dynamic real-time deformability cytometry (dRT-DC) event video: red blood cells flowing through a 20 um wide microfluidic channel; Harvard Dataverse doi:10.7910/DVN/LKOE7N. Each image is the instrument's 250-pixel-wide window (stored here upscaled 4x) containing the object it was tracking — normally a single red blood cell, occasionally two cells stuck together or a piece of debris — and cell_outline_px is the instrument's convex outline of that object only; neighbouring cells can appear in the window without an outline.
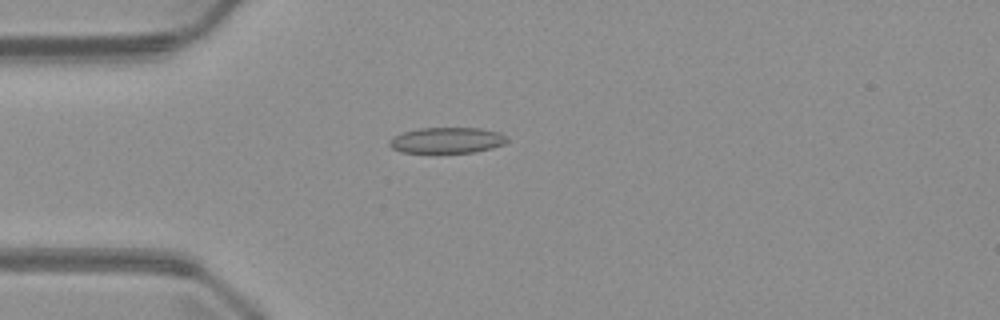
{"species": "common noctule bat (a hibernating species)", "species_latin": "Nyctalus noctula", "temperature_condition": "warm", "stored_images_in_passage": 4, "camera_frame_rate_fps": 3000, "um_per_image_px": 0.085, "animal": {"sex": "male", "body_mass_g": 23.1, "forearm_length_mm": 52.7}, "frame": {"image": 1, "passage_image": 4, "time_ms": 3.333, "image_size_px": [1000, 320], "cell_outline_px": [[508, 140], [504, 144], [492, 148], [476, 152], [400, 152], [392, 148], [388, 144], [388, 140], [392, 136], [404, 132], [420, 128], [480, 128], [500, 132], [508, 136]], "centroid_in_image_um": [38.0, 11.92], "position_along_channel_um": 47.0, "area_um2": 17.8}}